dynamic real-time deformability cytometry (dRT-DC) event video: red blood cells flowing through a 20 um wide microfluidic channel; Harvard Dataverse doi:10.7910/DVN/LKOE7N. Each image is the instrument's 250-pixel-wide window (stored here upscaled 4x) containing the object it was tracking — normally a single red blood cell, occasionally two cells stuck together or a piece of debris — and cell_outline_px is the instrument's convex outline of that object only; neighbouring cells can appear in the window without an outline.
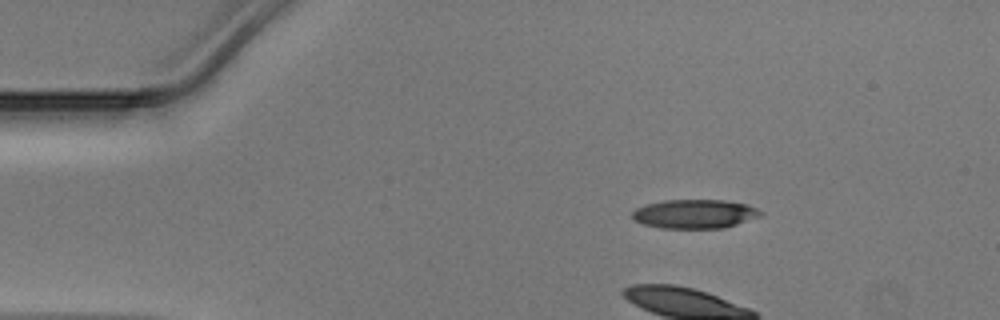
{"species": "Egyptian fruit bat (a non-hibernating species)", "species_latin": "Rousettus aegyptiacus", "temperature_condition": "warm", "stored_images_in_passage": 32, "camera_frame_rate_fps": 3000, "um_per_image_px": 0.085, "animal": {"sex": "male"}, "frame": {"image": 1, "passage_image": 1, "time_ms": 0.0, "image_size_px": [1000, 320], "cell_outline_px": [[764, 212], [760, 216], [724, 228], [660, 228], [644, 224], [636, 220], [632, 216], [632, 212], [636, 208], [644, 204], [664, 200], [724, 200], [748, 204]], "centroid_in_image_um": [59.05, 18.17], "position_along_channel_um": 25.9, "area_um2": 21.68}}